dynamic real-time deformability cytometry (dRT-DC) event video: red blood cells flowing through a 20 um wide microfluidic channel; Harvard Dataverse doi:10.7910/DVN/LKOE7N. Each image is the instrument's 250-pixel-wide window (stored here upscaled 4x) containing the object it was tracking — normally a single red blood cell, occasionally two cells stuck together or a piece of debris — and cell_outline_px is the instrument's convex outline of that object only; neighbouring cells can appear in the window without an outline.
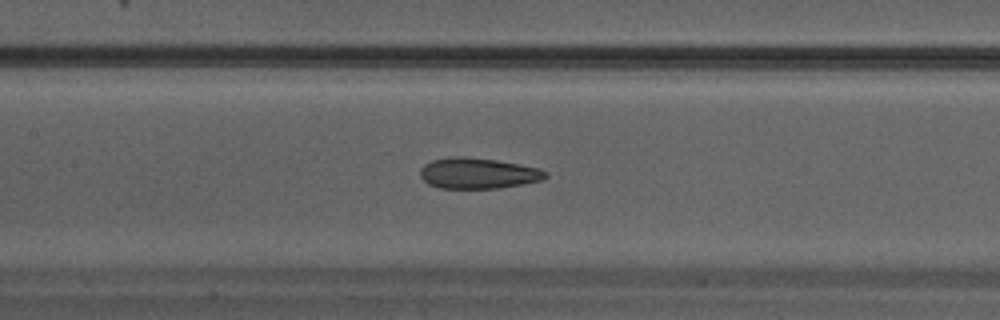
{"species": "Egyptian fruit bat (a non-hibernating species)", "species_latin": "Rousettus aegyptiacus", "temperature_condition": "warm", "stored_images_in_passage": 25, "camera_frame_rate_fps": 3000, "um_per_image_px": 0.085, "animal": {"sex": "male"}, "frame": {"image": 1, "passage_image": 8, "time_ms": 2.333, "image_size_px": [1000, 320], "cell_outline_px": [[548, 176], [540, 180], [524, 184], [496, 188], [440, 188], [428, 184], [420, 176], [420, 168], [424, 164], [432, 160], [456, 156], [464, 156], [496, 160], [540, 168], [548, 172]], "centroid_in_image_um": [40.62, 14.72], "position_along_channel_um": 166.8, "area_um2": 22.48}}
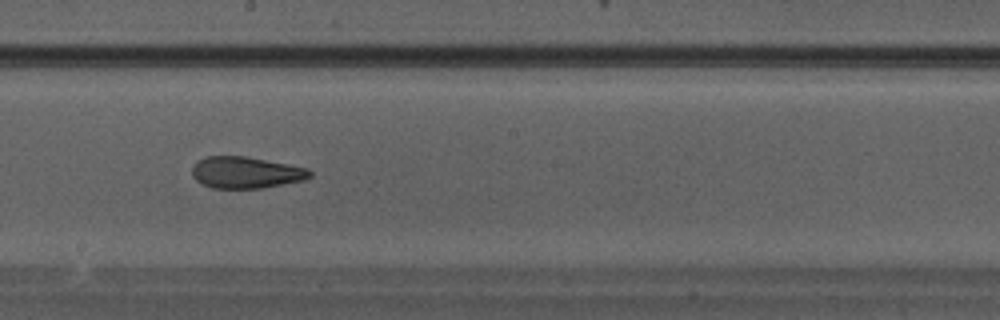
{"frame": {"image": 2, "passage_image": 11, "time_ms": 3.333, "image_size_px": [1000, 320], "cell_outline_px": [[312, 176], [304, 180], [264, 188], [212, 188], [196, 180], [192, 176], [192, 168], [196, 160], [208, 156], [244, 156], [288, 164], [308, 168], [312, 172]], "centroid_in_image_um": [20.9, 14.66], "position_along_channel_um": 227.3, "area_um2": 21.73}}
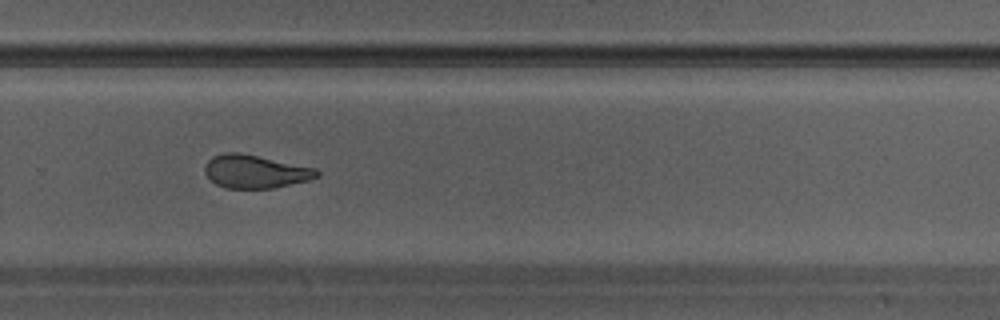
{"frame": {"image": 3, "passage_image": 15, "time_ms": 4.667, "image_size_px": [1000, 320], "cell_outline_px": [[320, 176], [308, 180], [272, 188], [224, 188], [216, 184], [204, 172], [204, 164], [212, 156], [224, 152], [240, 152], [316, 168], [320, 172]], "centroid_in_image_um": [21.68, 14.57], "position_along_channel_um": 308.1, "area_um2": 21.73}}